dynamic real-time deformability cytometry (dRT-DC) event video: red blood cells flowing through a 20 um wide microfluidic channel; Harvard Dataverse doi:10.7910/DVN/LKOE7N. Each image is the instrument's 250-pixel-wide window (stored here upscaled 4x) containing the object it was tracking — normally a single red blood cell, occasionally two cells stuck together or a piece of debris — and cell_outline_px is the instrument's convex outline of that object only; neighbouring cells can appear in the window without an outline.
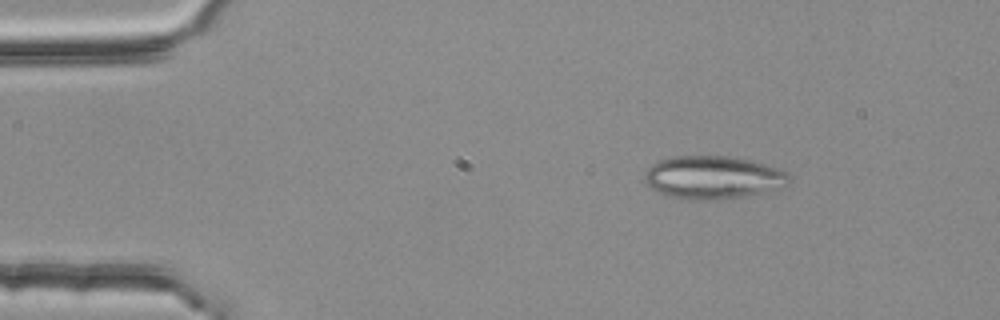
{"species": "common noctule bat (a hibernating species)", "species_latin": "Nyctalus noctula", "temperature_condition": "room temperature", "stored_images_in_passage": 3, "camera_frame_rate_fps": 3000, "um_per_image_px": 0.085, "animal": {"sex": "female", "body_mass_g": 25.1}, "frame": {"image": 1, "passage_image": 1, "time_ms": 0.0, "image_size_px": [1000, 320], "cell_outline_px": [[788, 176], [772, 188], [764, 192], [748, 196], [664, 196], [652, 188], [644, 180], [644, 172], [652, 164], [660, 160], [676, 156], [728, 156], [748, 160], [780, 168], [788, 172]], "centroid_in_image_um": [60.51, 15.01], "position_along_channel_um": 24.5, "area_um2": 34.16}}